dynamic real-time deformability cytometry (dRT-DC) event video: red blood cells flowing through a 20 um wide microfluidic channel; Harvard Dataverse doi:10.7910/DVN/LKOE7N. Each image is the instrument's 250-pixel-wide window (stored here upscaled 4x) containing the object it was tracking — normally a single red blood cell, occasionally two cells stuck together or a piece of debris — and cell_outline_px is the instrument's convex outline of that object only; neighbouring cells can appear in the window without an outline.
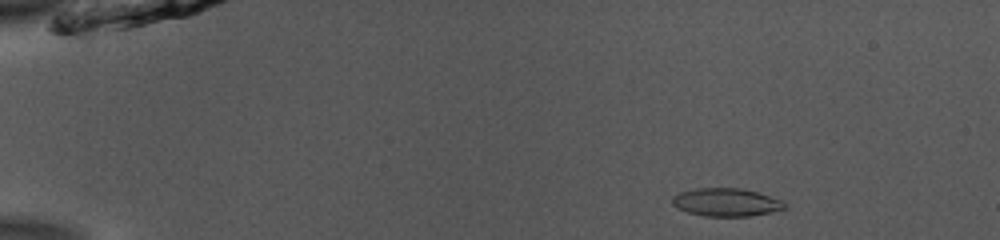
{"species": "common noctule bat (a hibernating species)", "species_latin": "Nyctalus noctula", "temperature_condition": "room temperature", "stored_images_in_passage": 46, "camera_frame_rate_fps": 3000, "um_per_image_px": 0.085, "animal": {"sex": "male", "body_mass_g": 13.0, "forearm_length_mm": 53.1}, "frame": {"image": 1, "passage_image": 2, "time_ms": 0.333, "image_size_px": [1000, 240], "cell_outline_px": [[788, 204], [784, 208], [768, 212], [748, 216], [704, 216], [688, 212], [676, 208], [672, 204], [672, 196], [680, 192], [696, 188], [740, 188], [756, 192], [780, 200]], "centroid_in_image_um": [61.66, 17.19], "position_along_channel_um": 23.3, "area_um2": 18.15}}
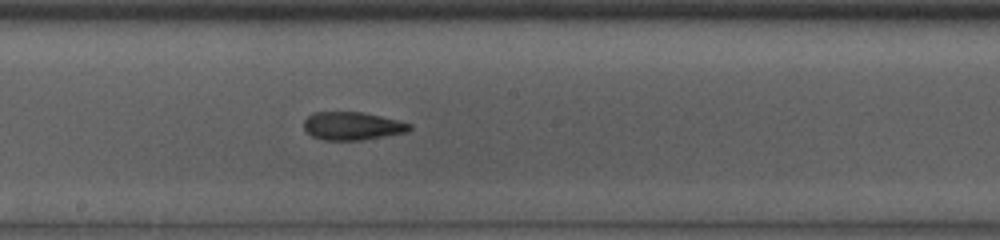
{"frame": {"image": 2, "passage_image": 24, "time_ms": 7.667, "image_size_px": [1000, 240], "cell_outline_px": [[412, 128], [408, 132], [360, 140], [324, 140], [312, 136], [304, 128], [304, 120], [312, 112], [360, 112], [380, 116], [412, 124]], "centroid_in_image_um": [29.94, 10.71], "position_along_channel_um": 218.3, "area_um2": 17.17}}
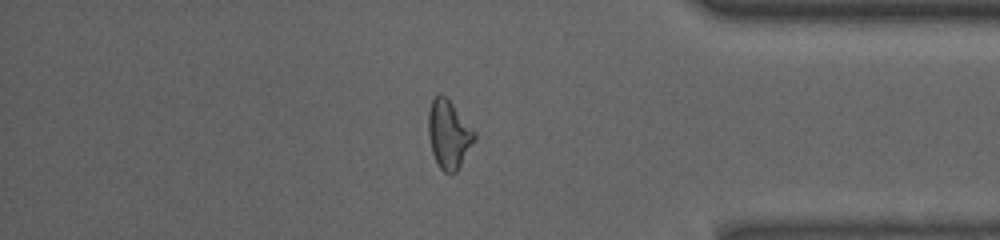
{"frame": {"image": 3, "passage_image": 39, "time_ms": 12.667, "image_size_px": [1000, 240], "cell_outline_px": [[476, 136], [456, 172], [444, 172], [440, 168], [432, 152], [428, 136], [428, 112], [432, 100], [436, 96], [444, 96], [452, 104], [476, 132]], "centroid_in_image_um": [38.12, 11.42], "position_along_channel_um": 397.1, "area_um2": 17.8}, "authors_computed_cell_mechanics": {"area_um2": 18.1781, "velocity_mm_per_s": 3.9103, "shape_relaxation_time_tau1_ms": 7.5441, "shape_relaxation_time_tau2_ms": 3.778, "deformation_change_tau1": 0.2166, "deformation_change_tau2": 0.0807}}